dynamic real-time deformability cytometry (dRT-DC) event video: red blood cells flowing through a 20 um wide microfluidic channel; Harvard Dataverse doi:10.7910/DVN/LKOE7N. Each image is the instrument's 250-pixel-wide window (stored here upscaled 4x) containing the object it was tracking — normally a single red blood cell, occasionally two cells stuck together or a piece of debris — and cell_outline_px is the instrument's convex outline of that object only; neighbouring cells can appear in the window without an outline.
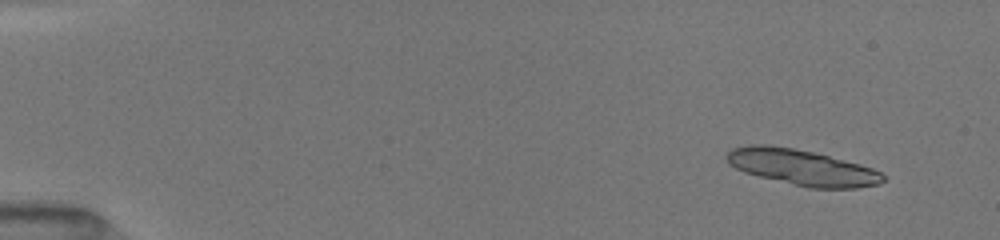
{"species": "common noctule bat (a hibernating species)", "species_latin": "Nyctalus noctula", "temperature_condition": "room temperature", "stored_images_in_passage": 72, "segment_of_instrument_passage": [1, 2], "camera_frame_rate_fps": 3000, "um_per_image_px": 0.085, "animal": {"sex": "female", "body_mass_g": 19.5, "forearm_length_mm": 54.1}, "frame": {"image": 1, "passage_image": 7, "time_ms": 1.333, "image_size_px": [1000, 240], "cell_outline_px": [[888, 176], [880, 184], [856, 188], [808, 188], [744, 172], [728, 164], [724, 156], [732, 148], [748, 144], [768, 144], [792, 148], [812, 152], [860, 164], [872, 168]], "centroid_in_image_um": [68.15, 14.22], "position_along_channel_um": 16.8, "area_um2": 32.6}}